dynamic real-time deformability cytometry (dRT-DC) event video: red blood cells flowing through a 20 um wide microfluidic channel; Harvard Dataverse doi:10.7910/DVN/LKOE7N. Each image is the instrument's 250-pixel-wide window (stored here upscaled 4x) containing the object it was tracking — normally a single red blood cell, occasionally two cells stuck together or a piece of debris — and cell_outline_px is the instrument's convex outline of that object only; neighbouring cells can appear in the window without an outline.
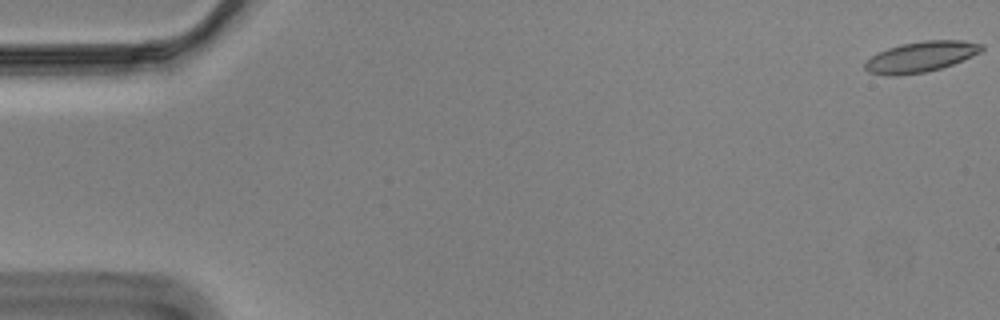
{"species": "Egyptian fruit bat (a non-hibernating species)", "species_latin": "Rousettus aegyptiacus", "temperature_condition": "cold", "stored_images_in_passage": 12, "camera_frame_rate_fps": 3000, "um_per_image_px": 0.085, "animal": {"sex": "male"}, "frame": {"image": 1, "passage_image": 1, "time_ms": 0.0, "image_size_px": [1000, 320], "cell_outline_px": [[984, 48], [980, 52], [972, 56], [952, 64], [940, 68], [924, 72], [896, 76], [884, 76], [868, 72], [864, 68], [864, 64], [876, 52], [888, 48], [904, 44], [924, 40], [964, 40], [984, 44]], "centroid_in_image_um": [78.26, 4.83], "position_along_channel_um": 6.7, "area_um2": 20.81}}